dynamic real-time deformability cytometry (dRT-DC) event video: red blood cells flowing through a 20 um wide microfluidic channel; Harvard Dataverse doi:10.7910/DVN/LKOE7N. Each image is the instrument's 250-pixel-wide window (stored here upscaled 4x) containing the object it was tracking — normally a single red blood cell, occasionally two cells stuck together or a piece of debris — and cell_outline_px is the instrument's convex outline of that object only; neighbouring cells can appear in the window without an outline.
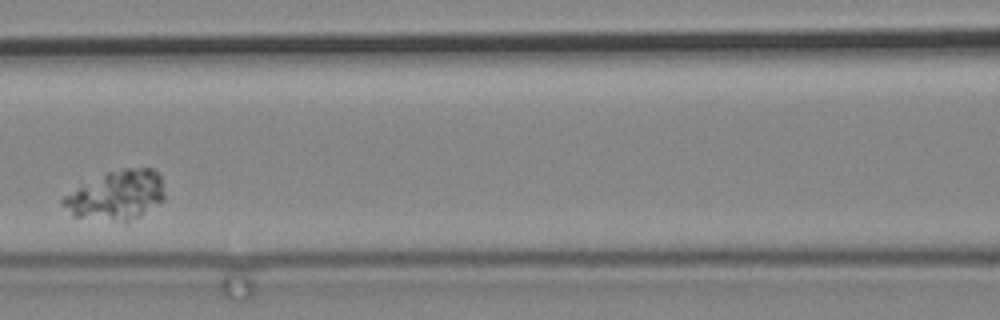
{"species": "common noctule bat (a hibernating species)", "species_latin": "Nyctalus noctula", "temperature_condition": "cold", "stored_images_in_passage": 4, "camera_frame_rate_fps": 3000, "um_per_image_px": 0.085, "animal": {"sex": "male", "body_mass_g": 19.2, "forearm_length_mm": 51.8}, "frame": {"image": 1, "passage_image": 3, "time_ms": 0.667, "image_size_px": [1000, 320], "cell_outline_px": [[164, 200], [128, 224], [124, 224], [72, 216], [60, 204], [60, 200], [64, 196], [108, 172], [124, 168], [152, 168], [160, 176], [164, 192]], "centroid_in_image_um": [9.91, 16.66], "position_along_channel_um": 156.7, "area_um2": 29.36}}